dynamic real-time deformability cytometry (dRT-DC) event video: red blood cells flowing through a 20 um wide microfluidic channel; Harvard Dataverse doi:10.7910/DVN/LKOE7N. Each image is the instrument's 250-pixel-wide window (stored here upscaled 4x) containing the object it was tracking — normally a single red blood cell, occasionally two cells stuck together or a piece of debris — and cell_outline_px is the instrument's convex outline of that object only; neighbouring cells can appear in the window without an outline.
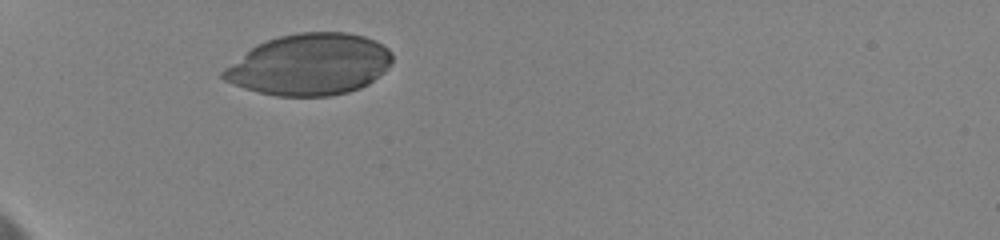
{"species": "human", "species_latin": "Homo sapiens", "temperature_condition": "cold", "stored_images_in_passage": 26, "camera_frame_rate_fps": 3000, "um_per_image_px": 0.085, "donor": {"sex": "female"}, "frame": {"image": 1, "passage_image": 1, "time_ms": 0.0, "image_size_px": [1000, 240], "cell_outline_px": [[392, 64], [384, 72], [368, 84], [360, 88], [348, 92], [328, 96], [276, 96], [256, 92], [232, 84], [224, 80], [220, 76], [220, 72], [224, 68], [256, 44], [280, 36], [300, 32], [348, 32], [364, 36], [376, 40], [388, 48], [392, 52]], "centroid_in_image_um": [26.32, 5.49], "position_along_channel_um": 58.7, "area_um2": 60.81}}